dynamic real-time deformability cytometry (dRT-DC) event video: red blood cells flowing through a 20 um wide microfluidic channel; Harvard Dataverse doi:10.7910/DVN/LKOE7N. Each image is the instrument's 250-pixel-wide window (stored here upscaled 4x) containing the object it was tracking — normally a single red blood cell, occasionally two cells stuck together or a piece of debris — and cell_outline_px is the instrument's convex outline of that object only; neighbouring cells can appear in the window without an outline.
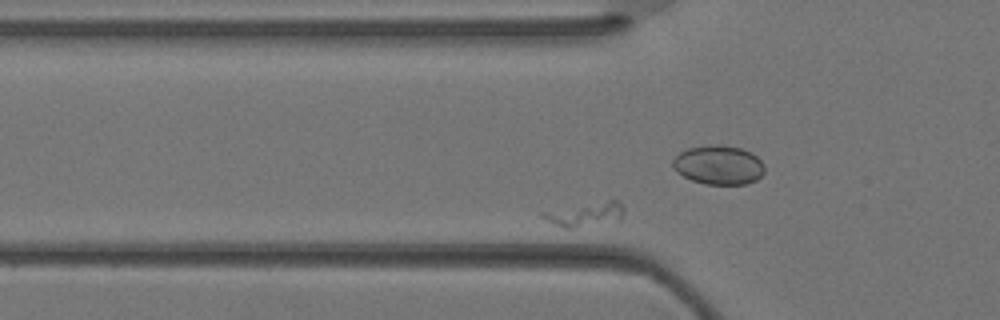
{"species": "Egyptian fruit bat (a non-hibernating species)", "species_latin": "Rousettus aegyptiacus", "temperature_condition": "warm", "stored_images_in_passage": 25, "camera_frame_rate_fps": 3000, "um_per_image_px": 0.085, "animal": {"sex": "female"}, "frame": {"image": 1, "passage_image": 4, "time_ms": 1.0, "image_size_px": [1000, 320], "cell_outline_px": [[624, 208], [620, 220], [572, 228], [564, 228], [540, 216], [540, 212], [608, 200], [620, 200], [624, 204]], "centroid_in_image_um": [49.8, 18.2], "position_along_channel_um": 76.0, "area_um2": 11.16}}
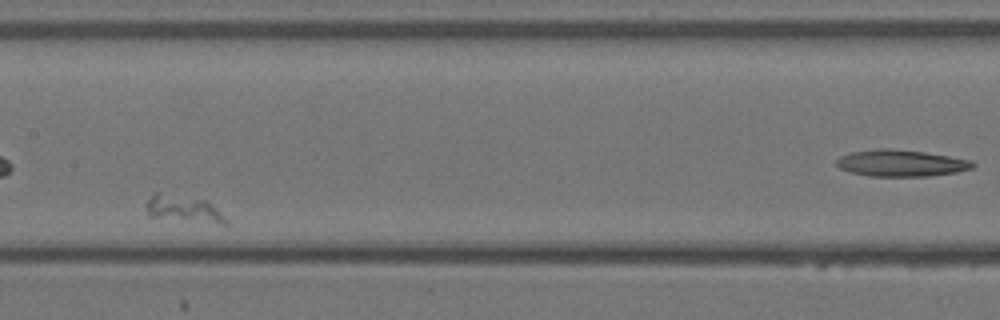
{"frame": {"image": 2, "passage_image": 12, "time_ms": 3.667, "image_size_px": [1000, 320], "cell_outline_px": [[228, 224], [220, 224], [148, 216], [144, 204], [156, 192], [160, 192], [204, 200], [216, 208], [228, 220]], "centroid_in_image_um": [15.57, 17.76], "position_along_channel_um": 191.8, "area_um2": 12.2}}
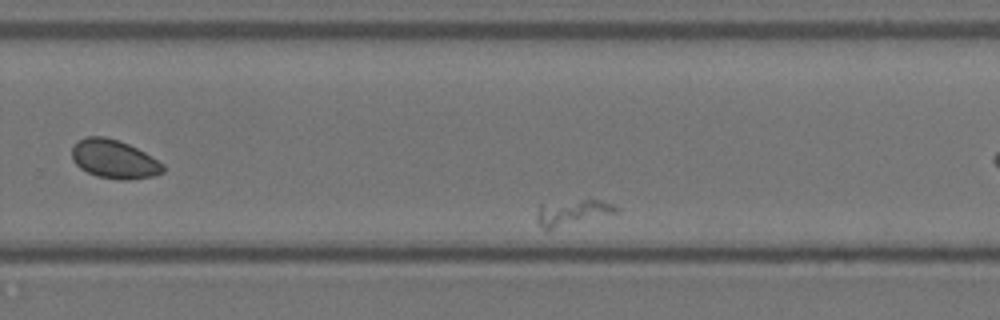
{"frame": {"image": 3, "passage_image": 18, "time_ms": 5.667, "image_size_px": [1000, 320], "cell_outline_px": [[620, 212], [548, 232], [544, 232], [536, 224], [536, 212], [540, 204], [580, 200], [600, 200], [612, 204], [620, 208]], "centroid_in_image_um": [48.6, 18.14], "position_along_channel_um": 281.2, "area_um2": 12.66}}